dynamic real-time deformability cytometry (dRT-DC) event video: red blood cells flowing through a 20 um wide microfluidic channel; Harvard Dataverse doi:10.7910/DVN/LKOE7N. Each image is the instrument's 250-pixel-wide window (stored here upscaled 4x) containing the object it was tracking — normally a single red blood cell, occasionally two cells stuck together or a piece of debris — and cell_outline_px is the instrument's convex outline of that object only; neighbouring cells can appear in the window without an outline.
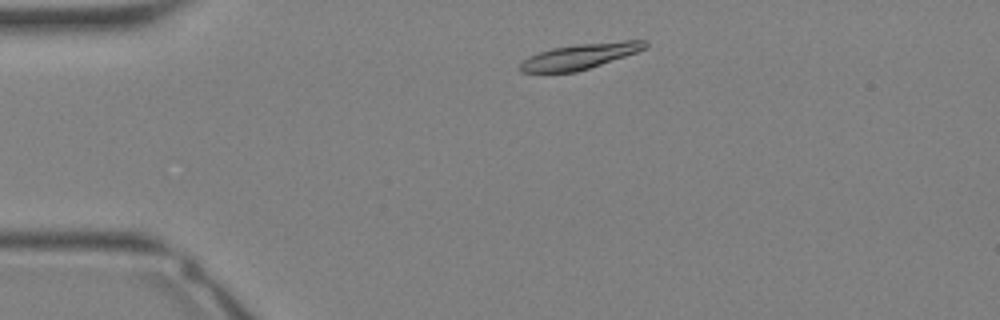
{"species": "Egyptian fruit bat (a non-hibernating species)", "species_latin": "Rousettus aegyptiacus", "temperature_condition": "warm", "stored_images_in_passage": 30, "camera_frame_rate_fps": 3000, "um_per_image_px": 0.085, "animal": {"sex": "female"}, "frame": {"image": 1, "passage_image": 3, "time_ms": 0.667, "image_size_px": [1000, 320], "cell_outline_px": [[648, 48], [576, 72], [520, 72], [520, 64], [528, 56], [552, 48], [576, 44], [624, 40], [648, 40]], "centroid_in_image_um": [49.32, 4.76], "position_along_channel_um": 35.7, "area_um2": 18.38}}
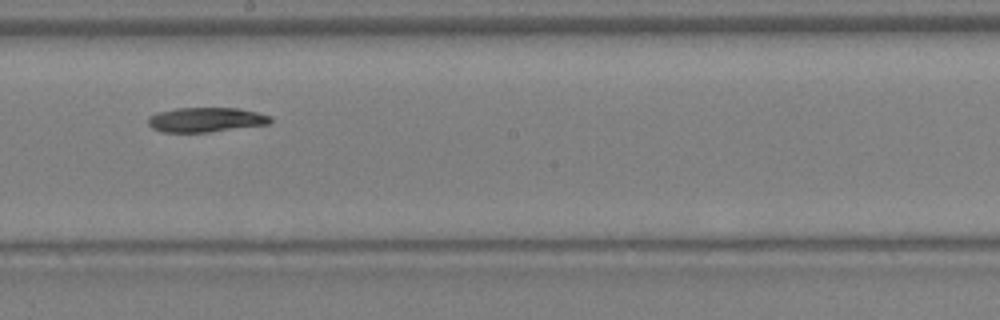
{"frame": {"image": 2, "passage_image": 15, "time_ms": 4.667, "image_size_px": [1000, 320], "cell_outline_px": [[272, 120], [268, 124], [208, 132], [164, 132], [152, 128], [148, 124], [148, 116], [156, 112], [176, 108], [236, 108], [256, 112], [272, 116]], "centroid_in_image_um": [17.47, 10.17], "position_along_channel_um": 230.7, "area_um2": 17.51}}
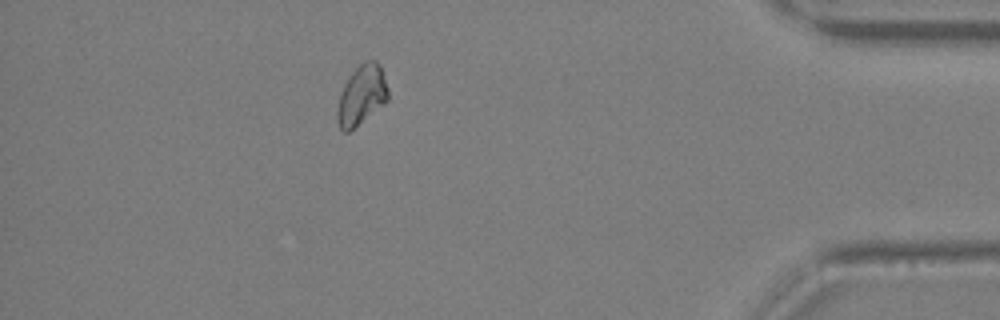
{"frame": {"image": 3, "passage_image": 26, "time_ms": 8.333, "image_size_px": [1000, 320], "cell_outline_px": [[388, 100], [384, 104], [348, 132], [344, 132], [340, 128], [336, 120], [336, 112], [340, 96], [344, 84], [352, 72], [364, 60], [376, 60], [380, 64], [388, 88]], "centroid_in_image_um": [30.74, 8.07], "position_along_channel_um": 404.5, "area_um2": 17.57}}